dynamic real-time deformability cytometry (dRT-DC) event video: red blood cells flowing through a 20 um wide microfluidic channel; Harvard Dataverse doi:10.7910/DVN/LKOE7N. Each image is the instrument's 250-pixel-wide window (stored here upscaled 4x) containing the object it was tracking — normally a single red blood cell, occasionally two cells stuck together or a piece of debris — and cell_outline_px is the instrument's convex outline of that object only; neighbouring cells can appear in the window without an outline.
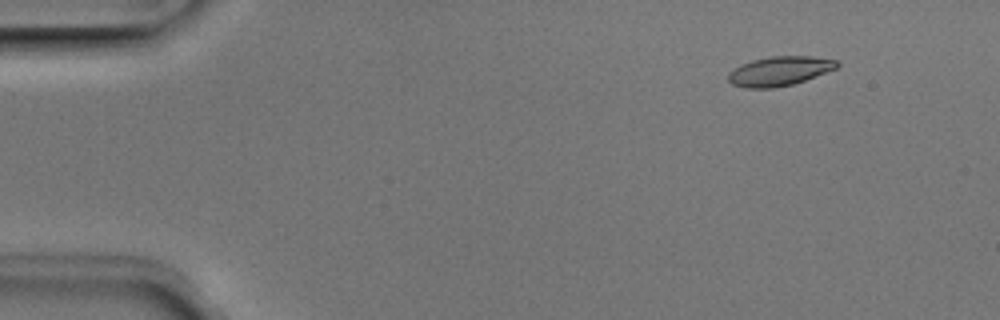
{"species": "Egyptian fruit bat (a non-hibernating species)", "species_latin": "Rousettus aegyptiacus", "temperature_condition": "room temperature", "stored_images_in_passage": 5, "camera_frame_rate_fps": 3000, "um_per_image_px": 0.085, "animal": {"sex": "male"}, "frame": {"image": 1, "passage_image": 2, "time_ms": 0.333, "image_size_px": [1000, 320], "cell_outline_px": [[840, 64], [836, 68], [804, 80], [792, 84], [772, 88], [744, 88], [732, 84], [728, 80], [728, 72], [740, 64], [752, 60], [772, 56], [812, 56], [836, 60]], "centroid_in_image_um": [66.21, 6.04], "position_along_channel_um": 18.8, "area_um2": 18.5}}
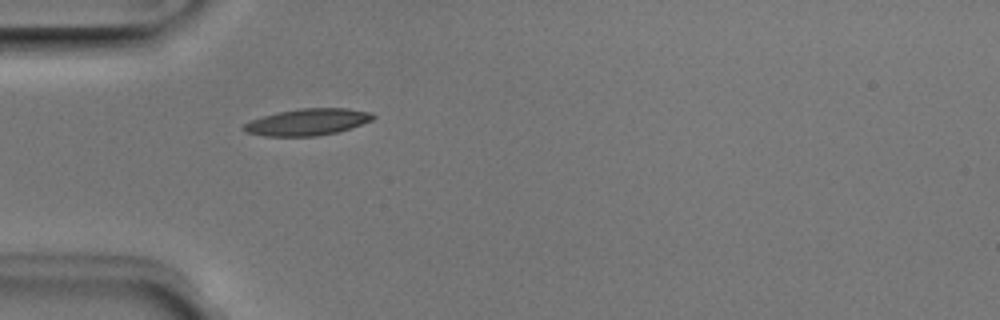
{"frame": {"image": 2, "passage_image": 5, "time_ms": 1.333, "image_size_px": [1000, 320], "cell_outline_px": [[376, 116], [372, 120], [336, 132], [316, 136], [264, 136], [244, 132], [240, 128], [244, 124], [252, 120], [264, 116], [280, 112], [300, 108], [348, 108], [372, 112]], "centroid_in_image_um": [26.12, 10.37], "position_along_channel_um": 58.9, "area_um2": 19.94}}